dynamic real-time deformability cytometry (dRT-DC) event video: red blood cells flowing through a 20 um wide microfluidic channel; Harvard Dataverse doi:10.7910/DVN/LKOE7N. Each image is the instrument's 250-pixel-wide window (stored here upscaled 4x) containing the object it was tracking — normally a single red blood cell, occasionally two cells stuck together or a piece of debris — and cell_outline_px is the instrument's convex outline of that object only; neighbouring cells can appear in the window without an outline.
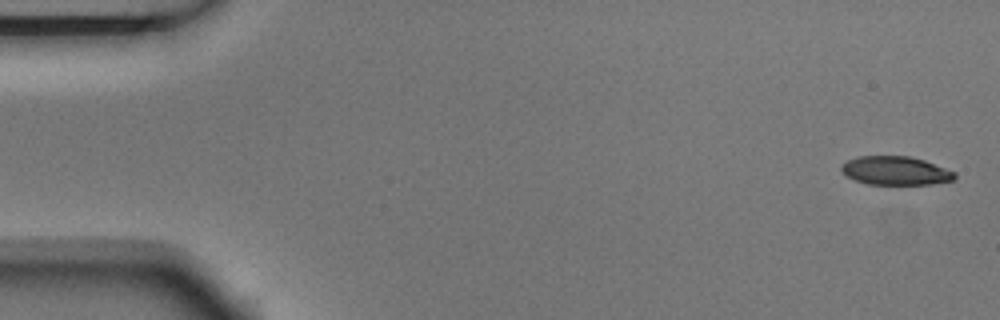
{"species": "Egyptian fruit bat (a non-hibernating species)", "species_latin": "Rousettus aegyptiacus", "temperature_condition": "room temperature", "stored_images_in_passage": 5, "segment_of_instrument_passage": [1, 2], "camera_frame_rate_fps": 3000, "um_per_image_px": 0.085, "animal": {"sex": "male"}, "frame": {"image": 1, "passage_image": 1, "time_ms": 0.0, "image_size_px": [1000, 320], "cell_outline_px": [[956, 176], [952, 180], [932, 184], [868, 184], [856, 180], [848, 176], [840, 168], [840, 164], [856, 156], [912, 156], [924, 160], [956, 172]], "centroid_in_image_um": [76.12, 14.49], "position_along_channel_um": 8.9, "area_um2": 18.84}}